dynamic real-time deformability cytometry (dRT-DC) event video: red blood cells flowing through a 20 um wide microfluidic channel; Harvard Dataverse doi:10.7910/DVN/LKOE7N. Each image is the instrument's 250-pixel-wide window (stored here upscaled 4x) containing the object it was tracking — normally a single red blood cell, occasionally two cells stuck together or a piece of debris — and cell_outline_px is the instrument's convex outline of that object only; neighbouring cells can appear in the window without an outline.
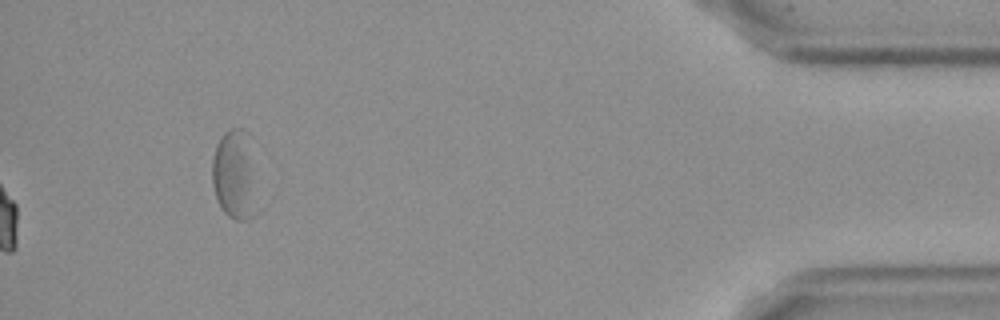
{"species": "Egyptian fruit bat (a non-hibernating species)", "species_latin": "Rousettus aegyptiacus", "temperature_condition": "cold", "stored_images_in_passage": 51, "camera_frame_rate_fps": 3000, "um_per_image_px": 0.085, "frame": {"image": 1, "passage_image": 51, "time_ms": 16.667, "image_size_px": [1000, 320], "cell_outline_px": [[252, 216], [244, 220], [236, 220], [228, 216], [224, 212], [216, 200], [212, 184], [212, 160], [216, 144], [220, 136], [228, 128], [244, 128], [252, 136]], "centroid_in_image_um": [19.87, 14.73], "position_along_channel_um": 415.3, "area_um2": 23.06}, "authors_computed_cell_mechanics": {"area_um2": 23.0622, "velocity_mm_per_s": 3.6342, "shape_relaxation_time_tau1_ms": 4.8717, "shape_relaxation_time_tau2_ms": 3.7141, "deformation_change_tau1": 0.121, "deformation_change_tau2": 0.0822}}